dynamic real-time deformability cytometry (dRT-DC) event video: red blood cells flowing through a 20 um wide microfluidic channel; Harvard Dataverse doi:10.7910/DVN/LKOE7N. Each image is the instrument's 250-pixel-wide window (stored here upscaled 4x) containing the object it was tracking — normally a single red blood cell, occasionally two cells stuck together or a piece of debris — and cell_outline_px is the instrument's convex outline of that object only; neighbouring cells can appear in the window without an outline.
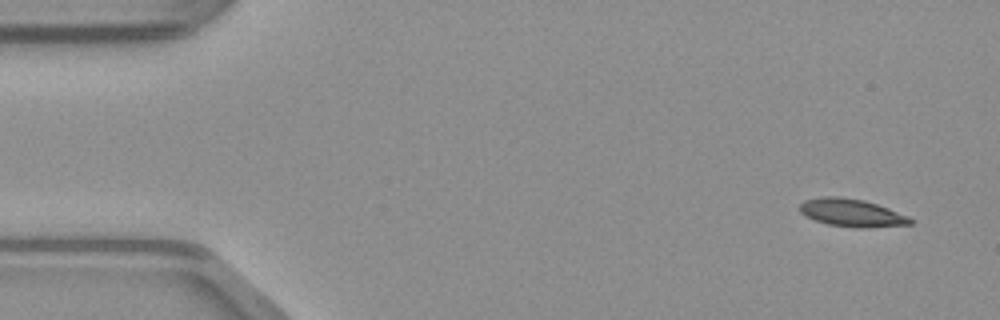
{"species": "common noctule bat (a hibernating species)", "species_latin": "Nyctalus noctula", "temperature_condition": "warm", "stored_images_in_passage": 47, "camera_frame_rate_fps": 3000, "um_per_image_px": 0.085, "animal": {"sex": "male", "body_mass_g": 23.1, "forearm_length_mm": 52.7}, "frame": {"image": 1, "passage_image": 1, "time_ms": 0.0, "image_size_px": [1000, 320], "cell_outline_px": [[912, 224], [868, 228], [856, 228], [828, 224], [816, 220], [800, 212], [800, 204], [804, 200], [824, 196], [836, 196], [864, 200], [888, 208], [908, 216], [912, 220]], "centroid_in_image_um": [72.41, 18.09], "position_along_channel_um": 12.6, "area_um2": 17.74}}
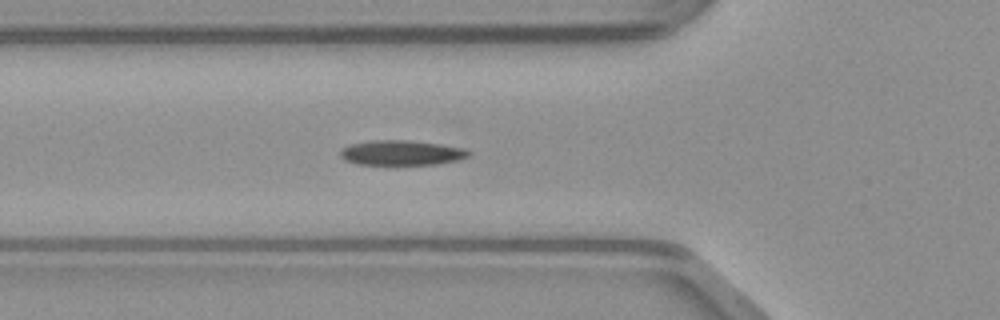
{"frame": {"image": 2, "passage_image": 15, "time_ms": 4.667, "image_size_px": [1000, 320], "cell_outline_px": [[472, 156], [460, 160], [436, 164], [392, 168], [356, 164], [344, 160], [340, 156], [340, 152], [348, 144], [372, 140], [408, 140], [440, 144], [464, 148], [472, 152]], "centroid_in_image_um": [34.13, 13.04], "position_along_channel_um": 91.7, "area_um2": 19.94}}
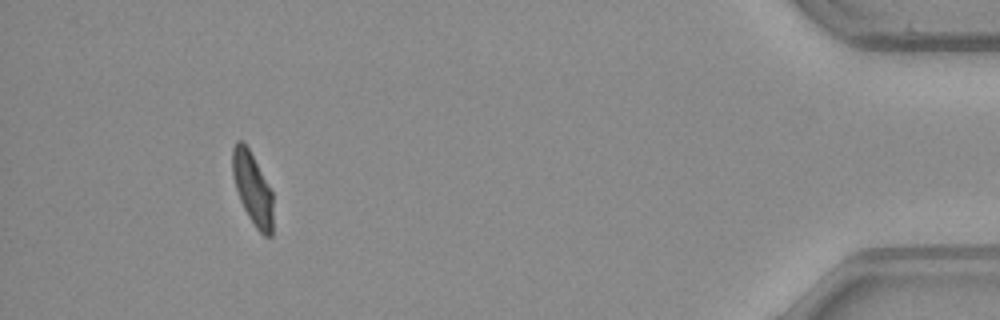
{"frame": {"image": 3, "passage_image": 43, "time_ms": 14.0, "image_size_px": [1000, 320], "cell_outline_px": [[272, 236], [264, 236], [256, 228], [248, 216], [240, 200], [232, 176], [232, 148], [236, 140], [244, 140], [272, 192]], "centroid_in_image_um": [21.44, 16.0], "position_along_channel_um": 413.8, "area_um2": 16.94}}